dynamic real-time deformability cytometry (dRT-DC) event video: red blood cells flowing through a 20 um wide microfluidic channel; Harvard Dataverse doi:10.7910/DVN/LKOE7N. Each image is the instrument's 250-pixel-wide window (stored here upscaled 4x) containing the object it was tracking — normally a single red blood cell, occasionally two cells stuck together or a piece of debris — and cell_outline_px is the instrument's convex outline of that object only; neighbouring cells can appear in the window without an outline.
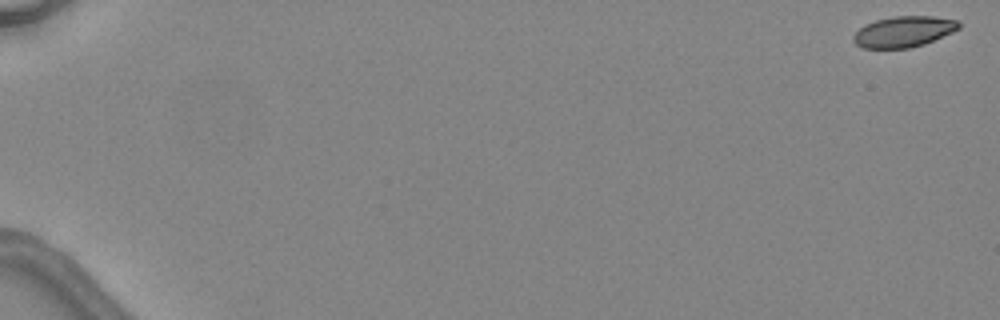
{"species": "common noctule bat (a hibernating species)", "species_latin": "Nyctalus noctula", "temperature_condition": "warm", "stored_images_in_passage": 3, "camera_frame_rate_fps": 3000, "um_per_image_px": 0.085, "animal": {"sex": "female", "body_mass_g": 24.6, "forearm_length_mm": 56.2}, "frame": {"image": 1, "passage_image": 1, "time_ms": 0.0, "image_size_px": [1000, 320], "cell_outline_px": [[960, 28], [952, 32], [924, 44], [908, 48], [864, 48], [856, 44], [852, 40], [852, 36], [860, 28], [876, 20], [892, 16], [932, 16], [956, 20], [960, 24]], "centroid_in_image_um": [76.8, 2.69], "position_along_channel_um": 8.2, "area_um2": 18.79}}